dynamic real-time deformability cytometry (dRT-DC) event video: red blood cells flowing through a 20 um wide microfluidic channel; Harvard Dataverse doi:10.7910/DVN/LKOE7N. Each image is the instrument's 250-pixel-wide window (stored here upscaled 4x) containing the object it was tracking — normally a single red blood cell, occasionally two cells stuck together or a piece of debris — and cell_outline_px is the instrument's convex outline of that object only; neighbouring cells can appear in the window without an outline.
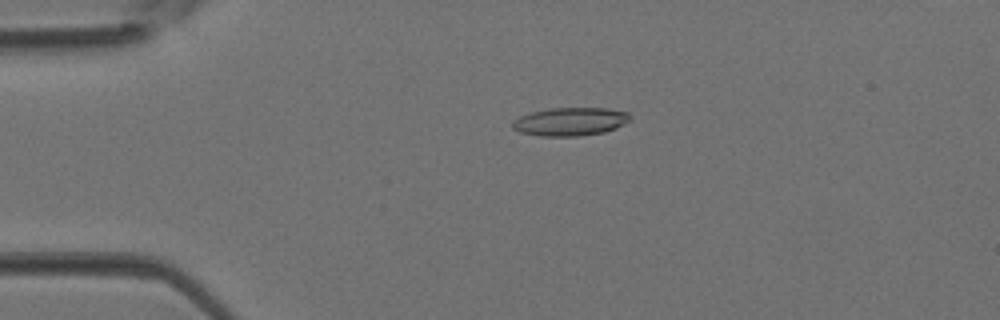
{"species": "Egyptian fruit bat (a non-hibernating species)", "species_latin": "Rousettus aegyptiacus", "temperature_condition": "room temperature", "stored_images_in_passage": 3, "camera_frame_rate_fps": 3000, "um_per_image_px": 0.085, "animal": {"sex": "female"}, "frame": {"image": 1, "passage_image": 2, "time_ms": 0.333, "image_size_px": [1000, 320], "cell_outline_px": [[628, 120], [624, 124], [616, 128], [604, 132], [580, 136], [540, 136], [520, 132], [512, 128], [512, 120], [520, 116], [532, 112], [548, 108], [604, 108], [628, 112]], "centroid_in_image_um": [48.42, 10.34], "position_along_channel_um": 36.6, "area_um2": 19.31}}
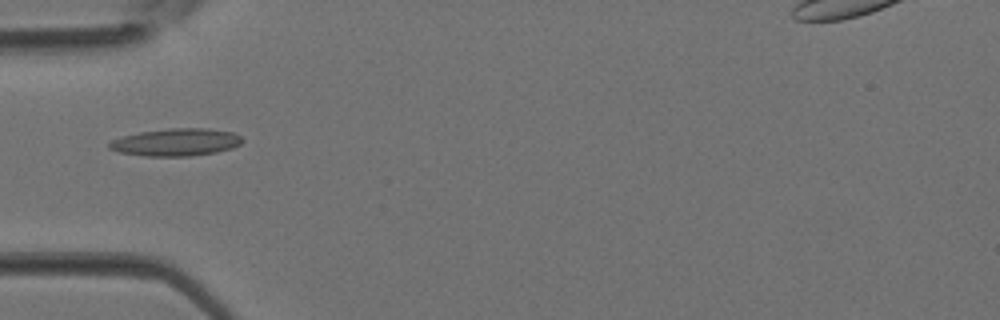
{"frame": {"image": 2, "passage_image": 3, "time_ms": 0.667, "image_size_px": [1000, 320], "cell_outline_px": [[244, 140], [240, 144], [232, 148], [216, 152], [192, 156], [144, 156], [120, 152], [108, 148], [108, 144], [112, 140], [124, 136], [140, 132], [168, 128], [208, 128], [232, 132], [240, 136]], "centroid_in_image_um": [14.98, 12.09], "position_along_channel_um": 70.0, "area_um2": 21.27}}